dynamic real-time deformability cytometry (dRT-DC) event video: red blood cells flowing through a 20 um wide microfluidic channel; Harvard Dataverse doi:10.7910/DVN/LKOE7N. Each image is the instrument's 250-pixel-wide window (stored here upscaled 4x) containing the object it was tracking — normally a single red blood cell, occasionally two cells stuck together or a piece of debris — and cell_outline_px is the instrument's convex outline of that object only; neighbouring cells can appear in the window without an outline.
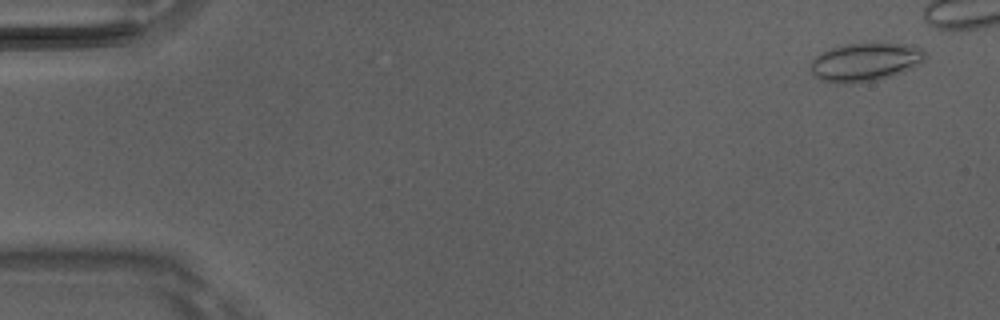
{"species": "Egyptian fruit bat (a non-hibernating species)", "species_latin": "Rousettus aegyptiacus", "temperature_condition": "room temperature", "stored_images_in_passage": 5, "camera_frame_rate_fps": 3000, "um_per_image_px": 0.085, "animal": {"sex": "male"}, "frame": {"image": 1, "passage_image": 1, "time_ms": 0.0, "image_size_px": [1000, 320], "cell_outline_px": [[924, 60], [920, 64], [904, 72], [892, 76], [876, 80], [852, 84], [836, 84], [820, 80], [812, 72], [812, 60], [816, 56], [832, 48], [844, 44], [908, 44], [920, 48], [924, 52]], "centroid_in_image_um": [73.55, 5.3], "position_along_channel_um": 11.5, "area_um2": 25.43}}